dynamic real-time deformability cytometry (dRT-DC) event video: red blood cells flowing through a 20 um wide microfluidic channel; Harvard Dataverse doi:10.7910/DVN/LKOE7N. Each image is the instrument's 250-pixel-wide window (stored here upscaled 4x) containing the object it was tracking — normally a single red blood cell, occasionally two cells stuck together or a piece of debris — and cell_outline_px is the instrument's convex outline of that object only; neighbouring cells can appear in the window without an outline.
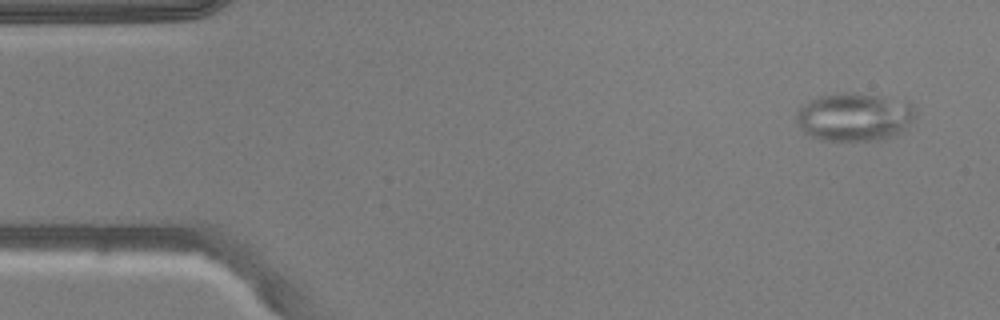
{"species": "common noctule bat (a hibernating species)", "species_latin": "Nyctalus noctula", "temperature_condition": "warm", "stored_images_in_passage": 13, "camera_frame_rate_fps": 3000, "um_per_image_px": 0.085, "animal": {"sex": "male", "body_mass_g": 20.5, "forearm_length_mm": 52.5}, "frame": {"image": 1, "passage_image": 3, "time_ms": 0.667, "image_size_px": [1000, 320], "cell_outline_px": [[916, 116], [900, 132], [892, 136], [880, 140], [820, 140], [808, 136], [796, 124], [796, 112], [808, 100], [820, 96], [840, 92], [856, 92], [908, 100], [916, 108]], "centroid_in_image_um": [72.62, 9.92], "position_along_channel_um": 12.4, "area_um2": 33.99}}